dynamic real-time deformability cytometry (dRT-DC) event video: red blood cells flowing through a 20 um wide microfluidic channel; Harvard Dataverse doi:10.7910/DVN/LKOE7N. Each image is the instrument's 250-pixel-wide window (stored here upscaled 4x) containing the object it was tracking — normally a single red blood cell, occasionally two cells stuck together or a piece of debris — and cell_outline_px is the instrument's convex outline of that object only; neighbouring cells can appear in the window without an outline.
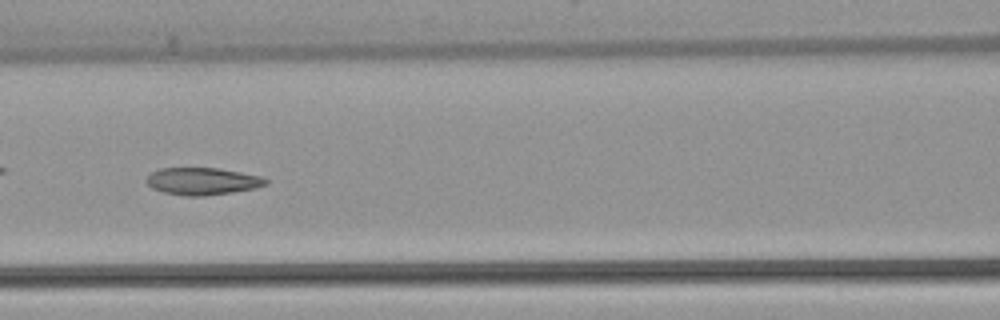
{"species": "common noctule bat (a hibernating species)", "species_latin": "Nyctalus noctula", "temperature_condition": "warm", "stored_images_in_passage": 51, "camera_frame_rate_fps": 3000, "um_per_image_px": 0.085, "animal": {"sex": "female", "body_mass_g": 22.7, "forearm_length_mm": 54.2}, "frame": {"image": 1, "passage_image": 22, "time_ms": 7.0, "image_size_px": [1000, 320], "cell_outline_px": [[268, 184], [256, 188], [232, 192], [204, 196], [184, 196], [164, 192], [152, 188], [144, 180], [152, 172], [160, 168], [220, 168], [260, 176], [268, 180]], "centroid_in_image_um": [17.2, 15.4], "position_along_channel_um": 149.4, "area_um2": 18.96}}
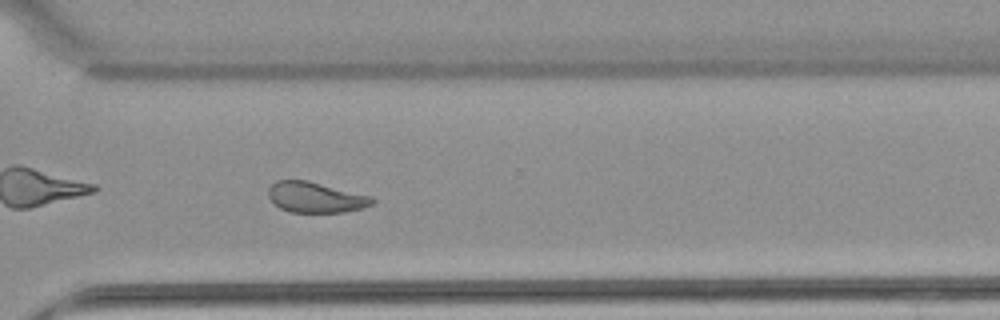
{"frame": {"image": 2, "passage_image": 37, "time_ms": 12.0, "image_size_px": [1000, 320], "cell_outline_px": [[376, 200], [372, 204], [360, 208], [344, 212], [288, 212], [280, 208], [268, 196], [268, 188], [276, 180], [308, 180], [372, 196]], "centroid_in_image_um": [26.82, 16.76], "position_along_channel_um": 343.8, "area_um2": 18.5}, "authors_computed_cell_mechanics": {"area_um2": 20.3456, "velocity_mm_per_s": 3.8951, "shape_relaxation_time_tau1_ms": null, "shape_relaxation_time_tau2_ms": 1.4246, "deformation_change_tau1": null, "deformation_change_tau2": 0.0661}}